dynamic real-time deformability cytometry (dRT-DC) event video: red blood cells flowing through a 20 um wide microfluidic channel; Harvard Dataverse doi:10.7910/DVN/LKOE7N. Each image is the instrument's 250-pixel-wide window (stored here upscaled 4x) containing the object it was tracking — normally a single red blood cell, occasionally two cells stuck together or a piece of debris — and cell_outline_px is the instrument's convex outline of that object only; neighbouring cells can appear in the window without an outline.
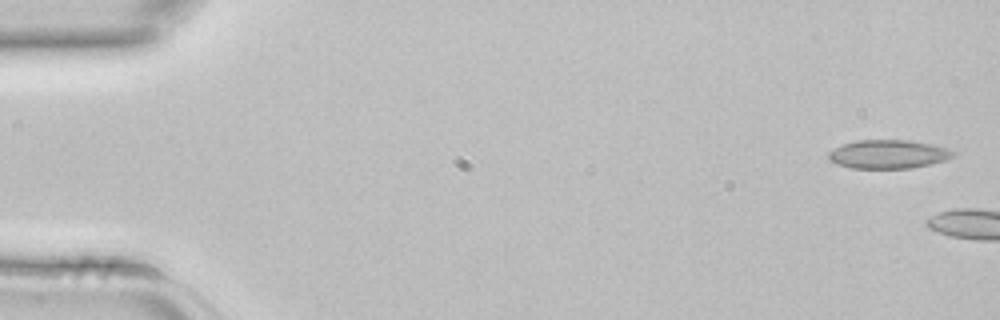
{"species": "common noctule bat (a hibernating species)", "species_latin": "Nyctalus noctula", "temperature_condition": "room temperature", "stored_images_in_passage": 5, "camera_frame_rate_fps": 3000, "um_per_image_px": 0.085, "animal": {"sex": "female", "body_mass_g": 22.7, "forearm_length_mm": 54.2}, "frame": {"image": 1, "passage_image": 1, "time_ms": 0.0, "image_size_px": [1000, 320], "cell_outline_px": [[956, 152], [952, 156], [944, 160], [928, 164], [908, 168], [852, 168], [836, 164], [828, 160], [828, 152], [844, 144], [856, 140], [908, 140], [932, 144], [948, 148]], "centroid_in_image_um": [75.47, 13.1], "position_along_channel_um": 9.5, "area_um2": 20.63}}
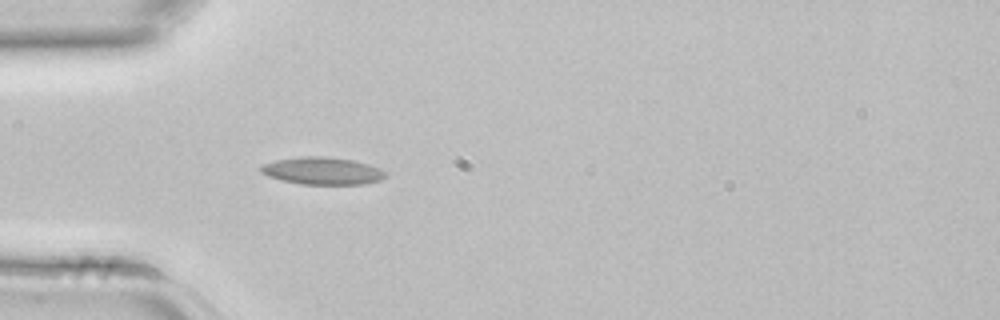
{"frame": {"image": 2, "passage_image": 5, "time_ms": 1.333, "image_size_px": [1000, 320], "cell_outline_px": [[388, 176], [380, 180], [364, 184], [300, 184], [280, 180], [268, 176], [260, 172], [260, 164], [276, 160], [300, 156], [324, 156], [352, 160], [368, 164], [380, 168], [388, 172]], "centroid_in_image_um": [27.4, 14.52], "position_along_channel_um": 57.6, "area_um2": 20.11}}